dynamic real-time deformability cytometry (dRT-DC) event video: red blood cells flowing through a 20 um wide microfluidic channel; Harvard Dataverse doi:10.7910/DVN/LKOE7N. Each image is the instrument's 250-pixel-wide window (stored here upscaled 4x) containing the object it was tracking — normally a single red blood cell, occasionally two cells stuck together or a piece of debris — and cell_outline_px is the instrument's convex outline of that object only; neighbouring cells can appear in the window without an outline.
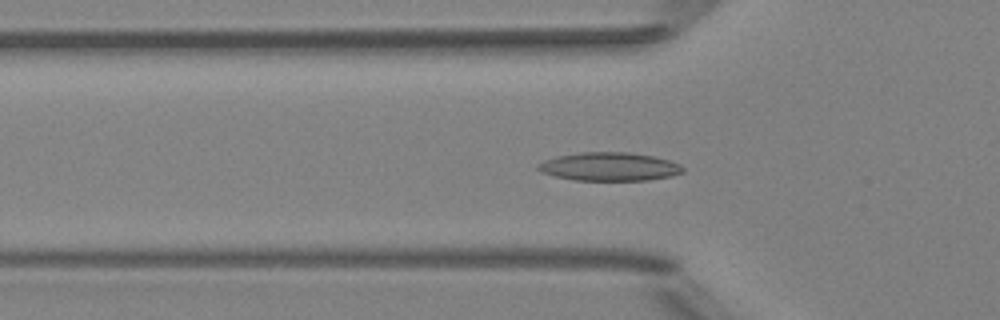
{"species": "Egyptian fruit bat (a non-hibernating species)", "species_latin": "Rousettus aegyptiacus", "temperature_condition": "room temperature", "stored_images_in_passage": 52, "camera_frame_rate_fps": 3000, "um_per_image_px": 0.085, "animal": {"sex": "female"}, "frame": {"image": 1, "passage_image": 17, "time_ms": 5.333, "image_size_px": [1000, 320], "cell_outline_px": [[684, 172], [672, 176], [648, 180], [576, 180], [556, 176], [540, 172], [536, 168], [536, 164], [544, 160], [556, 156], [580, 152], [628, 152], [652, 156], [668, 160], [680, 164], [684, 168]], "centroid_in_image_um": [51.78, 14.16], "position_along_channel_um": 74.0, "area_um2": 24.04}}
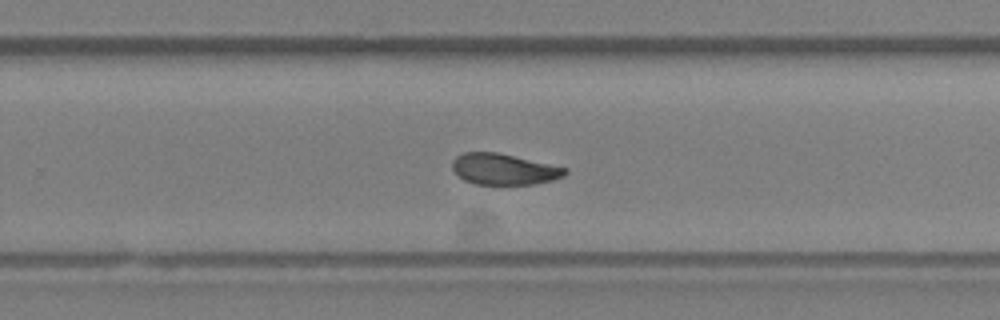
{"frame": {"image": 2, "passage_image": 33, "time_ms": 10.667, "image_size_px": [1000, 320], "cell_outline_px": [[568, 172], [564, 176], [552, 180], [536, 184], [476, 184], [464, 180], [452, 168], [452, 160], [456, 156], [464, 152], [496, 152], [568, 168]], "centroid_in_image_um": [42.84, 14.38], "position_along_channel_um": 287.0, "area_um2": 20.29}}
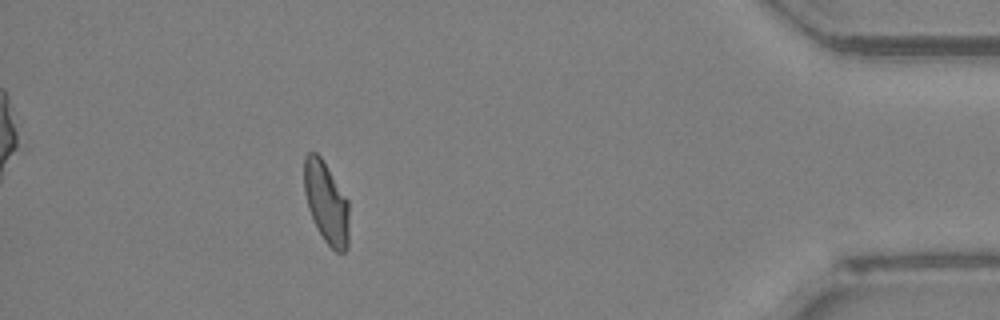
{"frame": {"image": 3, "passage_image": 46, "time_ms": 15.0, "image_size_px": [1000, 320], "cell_outline_px": [[348, 248], [344, 252], [336, 252], [324, 240], [308, 208], [304, 192], [304, 156], [308, 152], [316, 152], [320, 156], [348, 200]], "centroid_in_image_um": [27.73, 17.21], "position_along_channel_um": 407.5, "area_um2": 21.1}, "authors_computed_cell_mechanics": {"area_um2": 21.9062, "velocity_mm_per_s": 4.0035, "shape_relaxation_time_tau1_ms": 6.0312, "shape_relaxation_time_tau2_ms": 2.218, "deformation_change_tau1": 0.1641, "deformation_change_tau2": 0.0744}}